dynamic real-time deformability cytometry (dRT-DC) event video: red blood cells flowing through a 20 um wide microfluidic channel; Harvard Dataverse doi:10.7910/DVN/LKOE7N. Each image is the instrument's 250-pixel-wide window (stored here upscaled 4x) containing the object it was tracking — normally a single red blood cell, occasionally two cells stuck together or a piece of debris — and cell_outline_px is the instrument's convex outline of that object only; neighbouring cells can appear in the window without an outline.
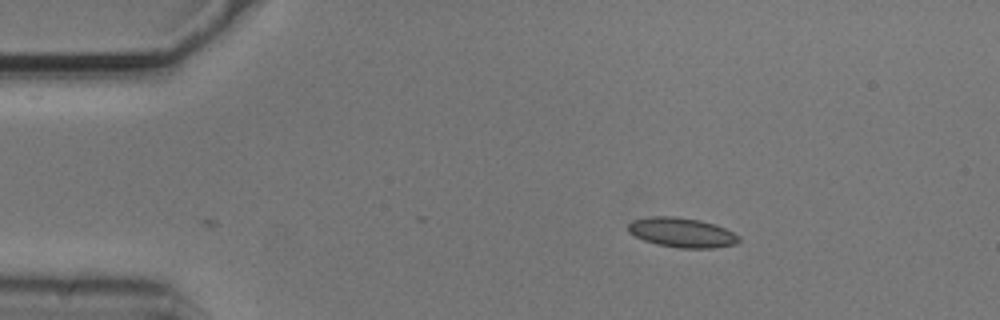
{"species": "common noctule bat (a hibernating species)", "species_latin": "Nyctalus noctula", "temperature_condition": "cold", "stored_images_in_passage": 8, "camera_frame_rate_fps": 3000, "um_per_image_px": 0.085, "animal": {"sex": "male", "body_mass_g": 20.5, "forearm_length_mm": 52.5}, "frame": {"image": 1, "passage_image": 8, "time_ms": 2.333, "image_size_px": [1000, 320], "cell_outline_px": [[740, 240], [736, 244], [712, 248], [680, 248], [656, 244], [644, 240], [628, 232], [628, 224], [632, 220], [648, 216], [676, 216], [700, 220], [716, 224], [740, 236]], "centroid_in_image_um": [57.95, 19.75], "position_along_channel_um": 27.0, "area_um2": 19.25}}